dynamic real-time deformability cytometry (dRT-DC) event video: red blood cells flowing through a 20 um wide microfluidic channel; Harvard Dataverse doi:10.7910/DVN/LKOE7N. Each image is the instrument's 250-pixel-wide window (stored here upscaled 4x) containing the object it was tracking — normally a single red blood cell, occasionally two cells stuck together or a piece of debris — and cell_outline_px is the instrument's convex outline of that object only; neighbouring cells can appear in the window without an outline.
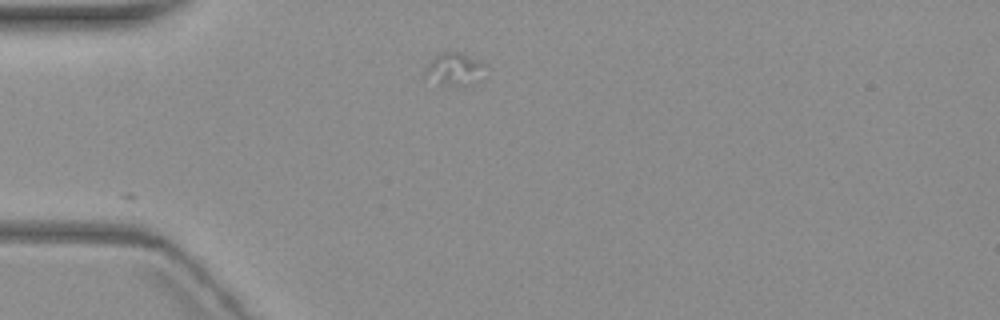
{"species": "common noctule bat (a hibernating species)", "species_latin": "Nyctalus noctula", "temperature_condition": "warm", "stored_images_in_passage": 2, "camera_frame_rate_fps": 3000, "um_per_image_px": 0.085, "animal": {"sex": "female", "body_mass_g": 19.3, "forearm_length_mm": 54.1}, "frame": {"image": 1, "passage_image": 2, "time_ms": 1.333, "image_size_px": [1000, 320], "cell_outline_px": [[488, 68], [460, 88], [440, 84], [424, 76], [424, 72], [432, 56], [440, 52], [460, 52], [484, 64]], "centroid_in_image_um": [38.53, 5.86], "position_along_channel_um": 46.5, "area_um2": 11.16}}